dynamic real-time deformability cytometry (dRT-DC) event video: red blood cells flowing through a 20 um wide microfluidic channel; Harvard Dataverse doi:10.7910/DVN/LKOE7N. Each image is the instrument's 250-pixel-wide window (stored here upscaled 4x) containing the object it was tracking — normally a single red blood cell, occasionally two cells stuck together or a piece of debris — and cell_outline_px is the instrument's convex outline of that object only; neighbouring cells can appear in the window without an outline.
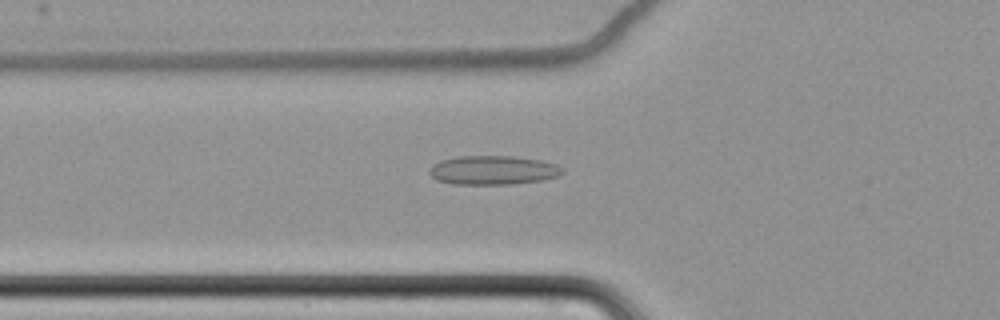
{"species": "common noctule bat (a hibernating species)", "species_latin": "Nyctalus noctula", "temperature_condition": "cold", "stored_images_in_passage": 50, "camera_frame_rate_fps": 3000, "um_per_image_px": 0.085, "animal": {"sex": "female", "body_mass_g": 22.7, "forearm_length_mm": 54.2}, "frame": {"image": 1, "passage_image": 13, "time_ms": 4.0, "image_size_px": [1000, 320], "cell_outline_px": [[564, 172], [560, 176], [544, 180], [512, 184], [452, 184], [436, 180], [428, 172], [432, 164], [440, 160], [456, 156], [512, 156], [540, 160], [556, 164], [564, 168]], "centroid_in_image_um": [41.92, 14.46], "position_along_channel_um": 83.9, "area_um2": 22.77}}
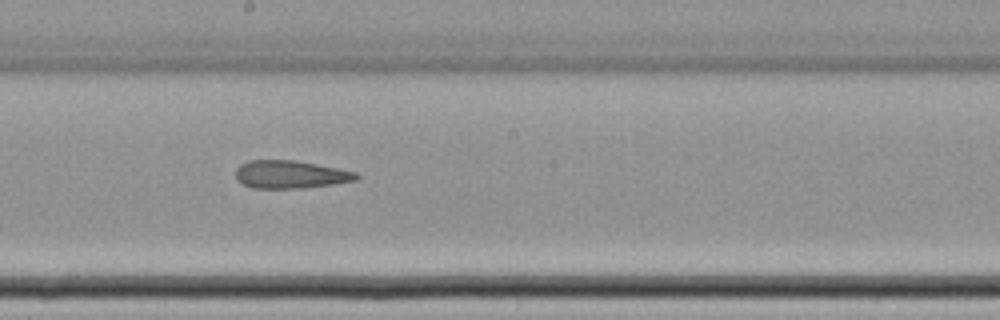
{"frame": {"image": 2, "passage_image": 25, "time_ms": 8.0, "image_size_px": [1000, 320], "cell_outline_px": [[360, 176], [356, 180], [332, 184], [304, 188], [252, 188], [236, 180], [236, 168], [240, 164], [248, 160], [296, 160], [356, 172]], "centroid_in_image_um": [24.65, 14.82], "position_along_channel_um": 223.5, "area_um2": 19.59}}
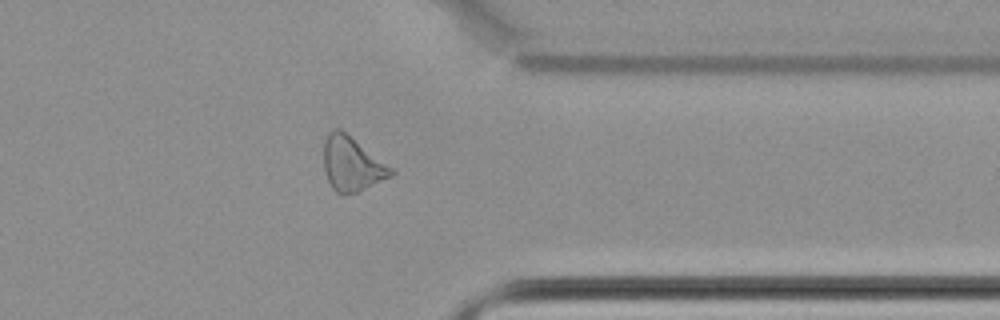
{"frame": {"image": 3, "passage_image": 39, "time_ms": 12.667, "image_size_px": [1000, 320], "cell_outline_px": [[396, 172], [392, 176], [356, 192], [344, 196], [336, 192], [332, 188], [328, 180], [324, 168], [324, 140], [328, 132], [332, 128], [340, 128], [396, 168]], "centroid_in_image_um": [29.95, 13.92], "position_along_channel_um": 381.5, "area_um2": 21.79}, "authors_computed_cell_mechanics": {"area_um2": 21.2415, "velocity_mm_per_s": 3.495, "shape_relaxation_time_tau1_ms": null, "shape_relaxation_time_tau2_ms": 5.8092, "deformation_change_tau1": null, "deformation_change_tau2": 0.1607}}